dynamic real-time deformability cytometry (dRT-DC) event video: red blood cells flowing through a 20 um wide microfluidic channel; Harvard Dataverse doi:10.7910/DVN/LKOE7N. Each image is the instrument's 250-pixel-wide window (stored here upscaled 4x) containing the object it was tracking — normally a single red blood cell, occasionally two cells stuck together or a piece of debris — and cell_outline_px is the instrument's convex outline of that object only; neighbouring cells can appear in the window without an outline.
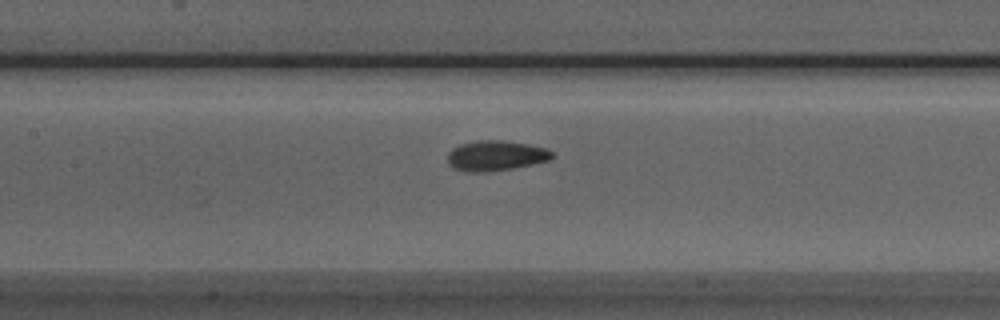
{"species": "Egyptian fruit bat (a non-hibernating species)", "species_latin": "Rousettus aegyptiacus", "temperature_condition": "room temperature", "stored_images_in_passage": 39, "camera_frame_rate_fps": 3000, "um_per_image_px": 0.085, "animal": {"sex": "male"}, "frame": {"image": 1, "passage_image": 12, "time_ms": 3.667, "image_size_px": [1000, 320], "cell_outline_px": [[556, 156], [552, 160], [512, 168], [484, 172], [464, 172], [452, 168], [448, 164], [448, 152], [452, 148], [460, 144], [476, 140], [504, 140], [528, 144], [548, 148]], "centroid_in_image_um": [42.15, 13.23], "position_along_channel_um": 165.3, "area_um2": 18.73}}
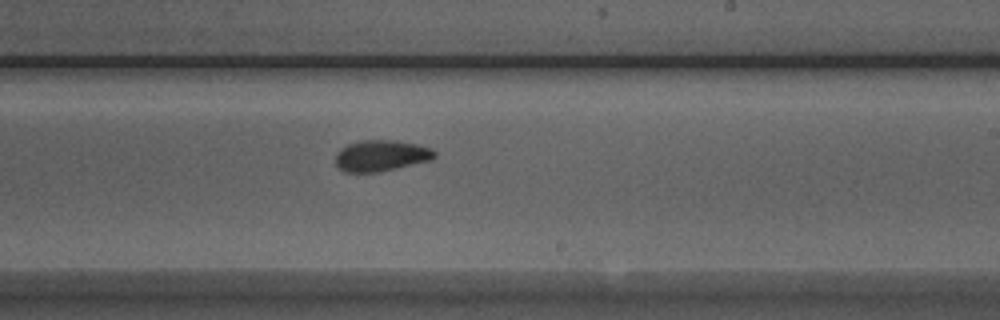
{"frame": {"image": 2, "passage_image": 19, "time_ms": 6.0, "image_size_px": [1000, 320], "cell_outline_px": [[436, 156], [432, 160], [396, 168], [376, 172], [344, 172], [336, 164], [336, 152], [340, 148], [348, 144], [360, 140], [392, 140], [416, 144], [432, 148], [436, 152]], "centroid_in_image_um": [32.39, 13.22], "position_along_channel_um": 256.6, "area_um2": 17.98}}
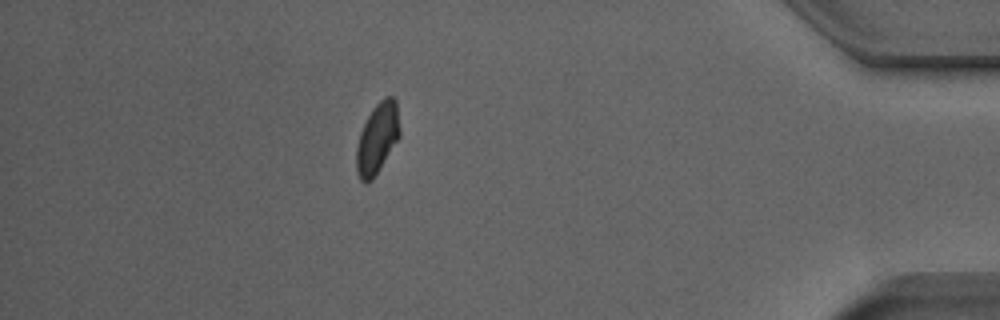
{"frame": {"image": 3, "passage_image": 34, "time_ms": 11.0, "image_size_px": [1000, 320], "cell_outline_px": [[400, 136], [380, 168], [372, 180], [360, 180], [356, 172], [356, 148], [360, 132], [372, 108], [384, 96], [392, 96], [396, 100], [400, 128]], "centroid_in_image_um": [32.07, 11.73], "position_along_channel_um": 403.1, "area_um2": 17.74}}